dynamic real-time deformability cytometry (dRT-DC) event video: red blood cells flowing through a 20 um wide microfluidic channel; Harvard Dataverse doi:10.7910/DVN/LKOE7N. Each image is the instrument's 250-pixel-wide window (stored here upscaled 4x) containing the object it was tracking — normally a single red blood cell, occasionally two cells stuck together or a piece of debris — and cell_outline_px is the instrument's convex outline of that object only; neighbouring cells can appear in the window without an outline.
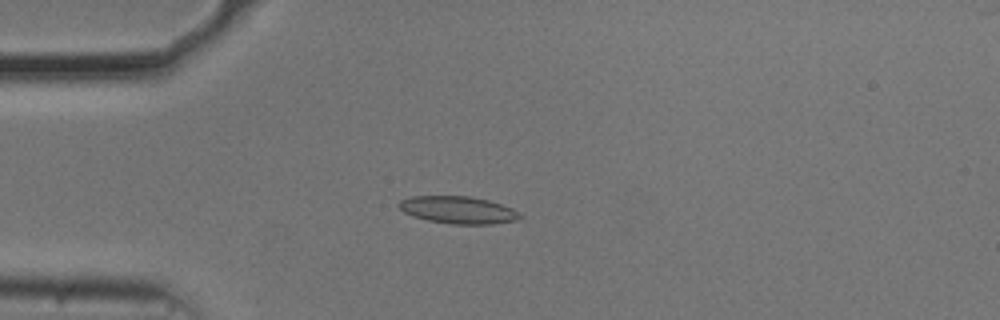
{"species": "common noctule bat (a hibernating species)", "species_latin": "Nyctalus noctula", "temperature_condition": "cold", "stored_images_in_passage": 49, "camera_frame_rate_fps": 3000, "um_per_image_px": 0.085, "animal": {"sex": "male", "body_mass_g": 20.5, "forearm_length_mm": 52.5}, "frame": {"image": 1, "passage_image": 9, "time_ms": 2.667, "image_size_px": [1000, 320], "cell_outline_px": [[524, 216], [516, 220], [492, 224], [452, 224], [428, 220], [412, 216], [404, 212], [396, 204], [400, 200], [412, 196], [472, 196], [488, 200], [512, 208], [520, 212]], "centroid_in_image_um": [38.94, 17.84], "position_along_channel_um": 46.1, "area_um2": 19.36}}
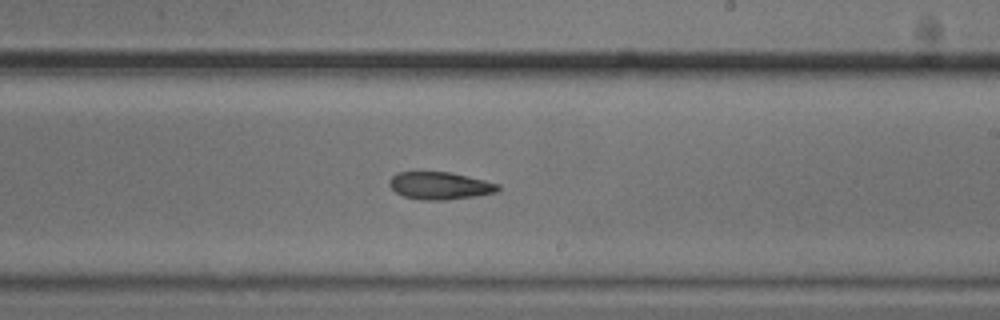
{"frame": {"image": 2, "passage_image": 27, "time_ms": 8.667, "image_size_px": [1000, 320], "cell_outline_px": [[500, 188], [496, 192], [476, 196], [444, 200], [420, 200], [404, 196], [396, 192], [388, 184], [388, 180], [396, 172], [448, 172], [484, 180], [500, 184]], "centroid_in_image_um": [37.37, 15.78], "position_along_channel_um": 251.6, "area_um2": 17.34}}
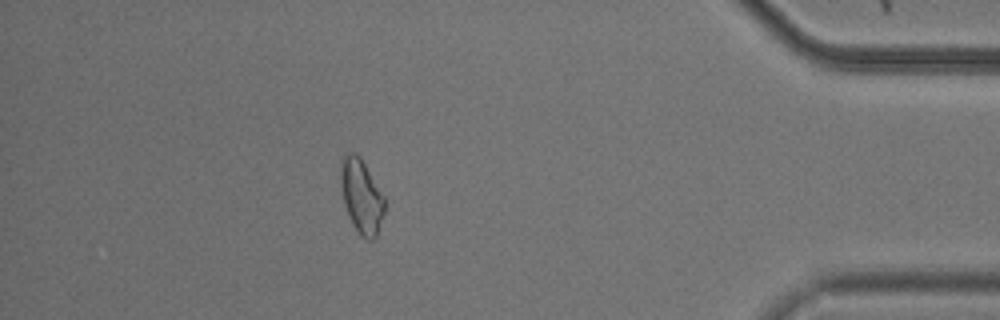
{"frame": {"image": 3, "passage_image": 43, "time_ms": 14.0, "image_size_px": [1000, 320], "cell_outline_px": [[384, 212], [376, 236], [372, 240], [368, 240], [360, 236], [352, 224], [348, 216], [344, 204], [340, 188], [340, 160], [348, 152], [352, 152], [360, 156], [384, 196]], "centroid_in_image_um": [30.69, 16.67], "position_along_channel_um": 404.5, "area_um2": 19.07}, "authors_computed_cell_mechanics": {"area_um2": 18.1492, "velocity_mm_per_s": 3.6909, "shape_relaxation_time_tau1_ms": 5.7406, "shape_relaxation_time_tau2_ms": 7.1954, "deformation_change_tau1": 0.1162, "deformation_change_tau2": 0.135}}